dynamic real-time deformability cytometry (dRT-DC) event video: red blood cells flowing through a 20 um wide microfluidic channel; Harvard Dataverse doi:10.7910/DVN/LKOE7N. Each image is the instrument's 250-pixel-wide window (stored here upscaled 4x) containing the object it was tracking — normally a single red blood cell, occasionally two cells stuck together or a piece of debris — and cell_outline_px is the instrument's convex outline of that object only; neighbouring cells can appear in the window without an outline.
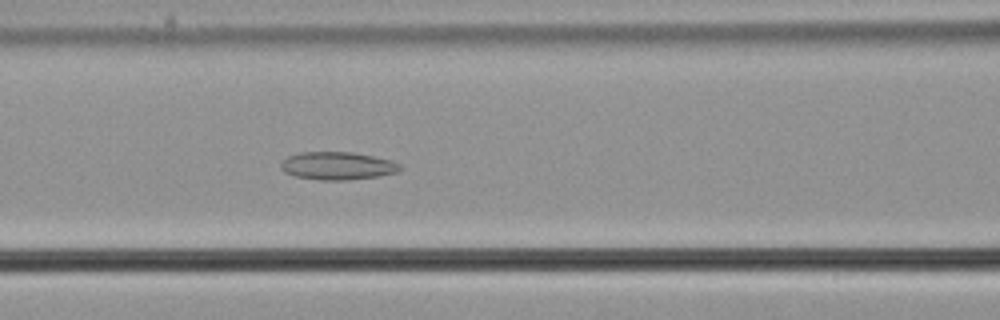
{"species": "common noctule bat (a hibernating species)", "species_latin": "Nyctalus noctula", "temperature_condition": "cold", "stored_images_in_passage": 58, "camera_frame_rate_fps": 3000, "um_per_image_px": 0.085, "animal": {"sex": "male", "body_mass_g": 21.5, "forearm_length_mm": 52.0}, "frame": {"image": 1, "passage_image": 25, "time_ms": 8.0, "image_size_px": [1000, 320], "cell_outline_px": [[400, 168], [396, 172], [380, 176], [348, 180], [320, 180], [292, 176], [284, 172], [280, 168], [280, 164], [288, 156], [300, 152], [352, 152], [392, 160], [400, 164]], "centroid_in_image_um": [28.65, 14.1], "position_along_channel_um": 137.9, "area_um2": 19.42}}
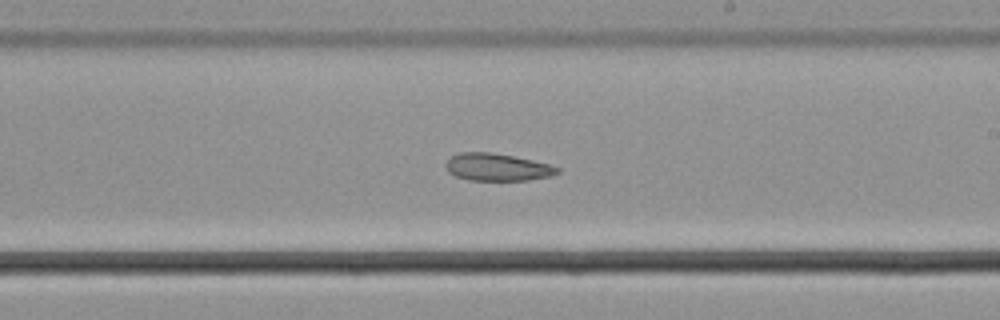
{"frame": {"image": 2, "passage_image": 34, "time_ms": 11.0, "image_size_px": [1000, 320], "cell_outline_px": [[560, 172], [552, 176], [528, 180], [468, 180], [456, 176], [448, 172], [444, 164], [452, 156], [460, 152], [488, 152], [512, 156], [532, 160], [548, 164], [560, 168]], "centroid_in_image_um": [42.26, 14.21], "position_along_channel_um": 246.7, "area_um2": 17.74}}
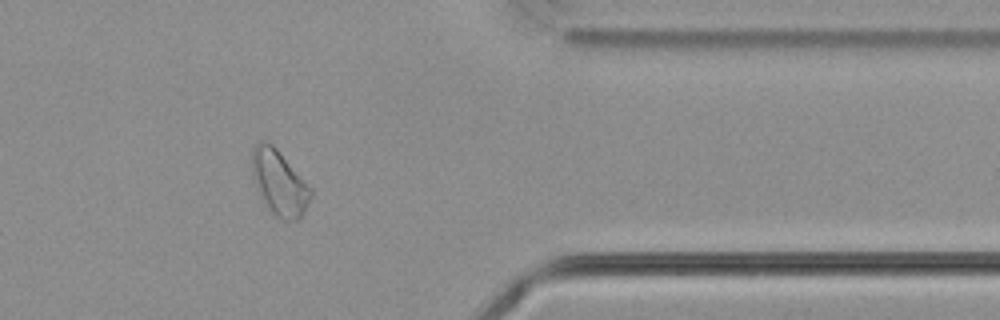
{"frame": {"image": 3, "passage_image": 47, "time_ms": 15.333, "image_size_px": [1000, 320], "cell_outline_px": [[312, 196], [300, 220], [280, 220], [268, 208], [260, 196], [252, 172], [252, 148], [260, 140], [268, 140], [276, 148], [312, 188]], "centroid_in_image_um": [23.75, 15.53], "position_along_channel_um": 387.7, "area_um2": 22.25}, "authors_computed_cell_mechanics": {"area_um2": 23.7269, "velocity_mm_per_s": 3.6316, "shape_relaxation_time_tau1_ms": null, "shape_relaxation_time_tau2_ms": 8.6879, "deformation_change_tau1": null, "deformation_change_tau2": 0.1679}}